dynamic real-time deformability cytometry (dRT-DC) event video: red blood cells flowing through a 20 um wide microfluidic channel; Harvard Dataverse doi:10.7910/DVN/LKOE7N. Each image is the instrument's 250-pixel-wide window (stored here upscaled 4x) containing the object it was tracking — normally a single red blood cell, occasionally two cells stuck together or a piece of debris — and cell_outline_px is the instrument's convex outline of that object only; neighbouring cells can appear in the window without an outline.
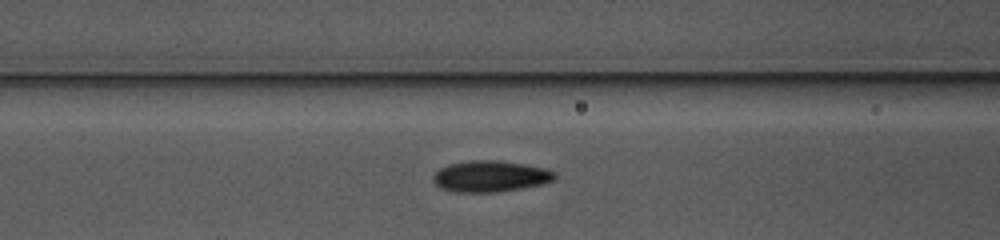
{"species": "common noctule bat (a hibernating species)", "species_latin": "Nyctalus noctula", "temperature_condition": "warm", "stored_images_in_passage": 37, "camera_frame_rate_fps": 3000, "um_per_image_px": 0.085, "animal": {"sex": "female", "body_mass_g": 10.0, "forearm_length_mm": 53.1}, "frame": {"image": 1, "passage_image": 6, "time_ms": 1.667, "image_size_px": [1000, 240], "cell_outline_px": [[556, 176], [552, 180], [540, 184], [520, 188], [496, 192], [456, 192], [440, 188], [432, 180], [432, 176], [440, 168], [448, 164], [472, 160], [500, 160], [524, 164], [544, 168], [556, 172]], "centroid_in_image_um": [41.64, 14.98], "position_along_channel_um": 125.0, "area_um2": 22.02}}
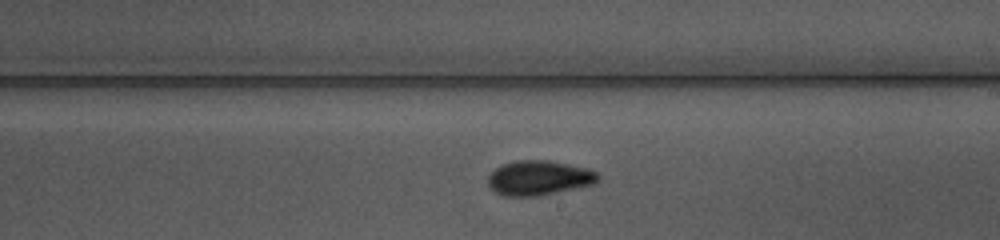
{"frame": {"image": 2, "passage_image": 15, "time_ms": 4.667, "image_size_px": [1000, 240], "cell_outline_px": [[600, 180], [592, 184], [536, 196], [504, 196], [496, 192], [488, 184], [488, 176], [496, 168], [504, 164], [516, 160], [548, 160], [588, 168], [596, 172], [600, 176]], "centroid_in_image_um": [45.81, 15.11], "position_along_channel_um": 243.2, "area_um2": 21.96}}
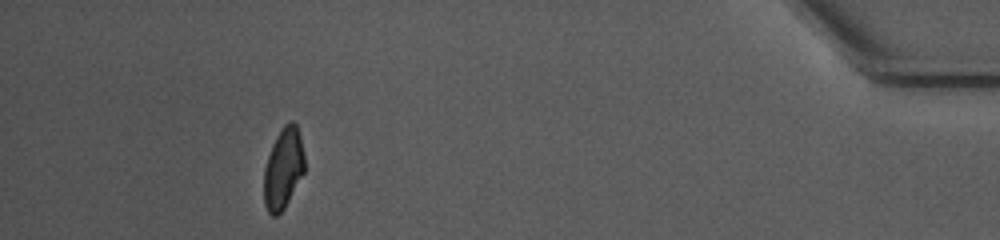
{"frame": {"image": 3, "passage_image": 33, "time_ms": 10.667, "image_size_px": [1000, 240], "cell_outline_px": [[304, 172], [284, 208], [276, 216], [272, 216], [268, 212], [264, 204], [264, 168], [272, 144], [276, 136], [284, 124], [288, 120], [292, 120], [296, 124], [300, 136], [304, 156]], "centroid_in_image_um": [24.07, 14.3], "position_along_channel_um": 411.1, "area_um2": 19.07}, "authors_computed_cell_mechanics": {"area_um2": 20.6924, "velocity_mm_per_s": 3.9391, "shape_relaxation_time_tau1_ms": 3.6656, "shape_relaxation_time_tau2_ms": 2.0767, "deformation_change_tau1": 0.1351, "deformation_change_tau2": 0.061}}